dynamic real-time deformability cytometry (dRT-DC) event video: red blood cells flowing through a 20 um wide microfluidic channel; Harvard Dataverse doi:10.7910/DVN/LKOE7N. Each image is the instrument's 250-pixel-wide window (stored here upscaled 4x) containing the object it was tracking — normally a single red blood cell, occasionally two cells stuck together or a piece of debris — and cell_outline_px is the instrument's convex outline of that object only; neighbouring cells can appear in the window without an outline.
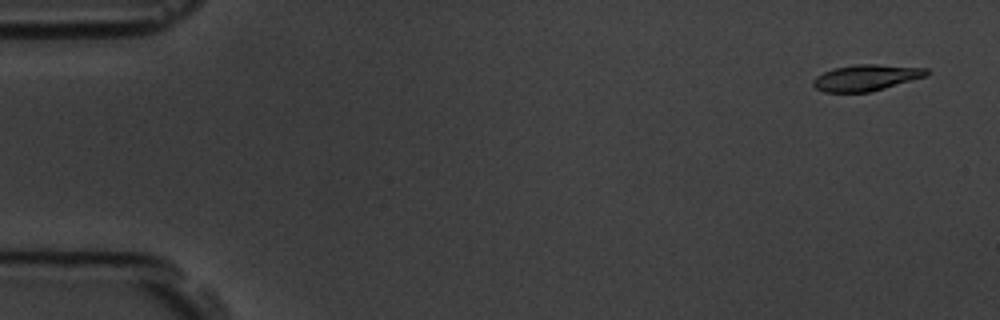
{"species": "common noctule bat (a hibernating species)", "species_latin": "Nyctalus noctula", "temperature_condition": "room temperature", "stored_images_in_passage": 5, "camera_frame_rate_fps": 3000, "um_per_image_px": 0.085, "animal": {"sex": "male", "body_mass_g": 19.5, "forearm_length_mm": 54.6}, "frame": {"image": 1, "passage_image": 1, "time_ms": 0.0, "image_size_px": [1000, 320], "cell_outline_px": [[928, 76], [872, 92], [824, 92], [816, 88], [812, 84], [812, 80], [816, 76], [824, 72], [836, 68], [856, 64], [876, 64], [928, 68]], "centroid_in_image_um": [73.65, 6.61], "position_along_channel_um": 11.3, "area_um2": 17.4}}
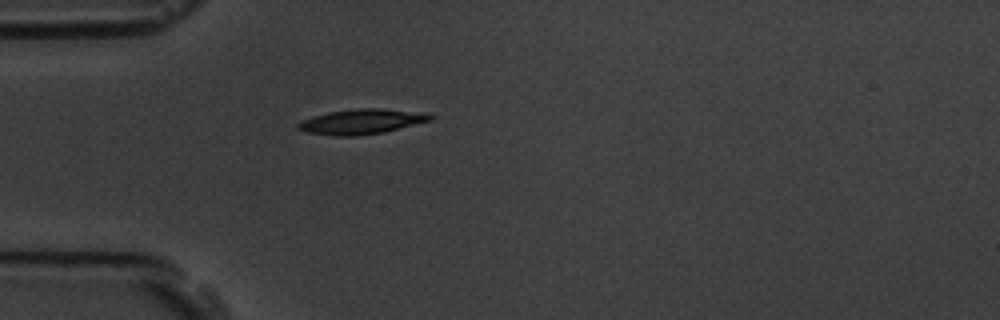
{"frame": {"image": 2, "passage_image": 5, "time_ms": 4.333, "image_size_px": [1000, 320], "cell_outline_px": [[436, 116], [432, 120], [384, 132], [356, 136], [336, 136], [304, 132], [296, 128], [296, 124], [312, 116], [328, 112], [356, 108], [380, 108], [428, 112]], "centroid_in_image_um": [30.77, 10.32], "position_along_channel_um": 54.2, "area_um2": 19.59}}